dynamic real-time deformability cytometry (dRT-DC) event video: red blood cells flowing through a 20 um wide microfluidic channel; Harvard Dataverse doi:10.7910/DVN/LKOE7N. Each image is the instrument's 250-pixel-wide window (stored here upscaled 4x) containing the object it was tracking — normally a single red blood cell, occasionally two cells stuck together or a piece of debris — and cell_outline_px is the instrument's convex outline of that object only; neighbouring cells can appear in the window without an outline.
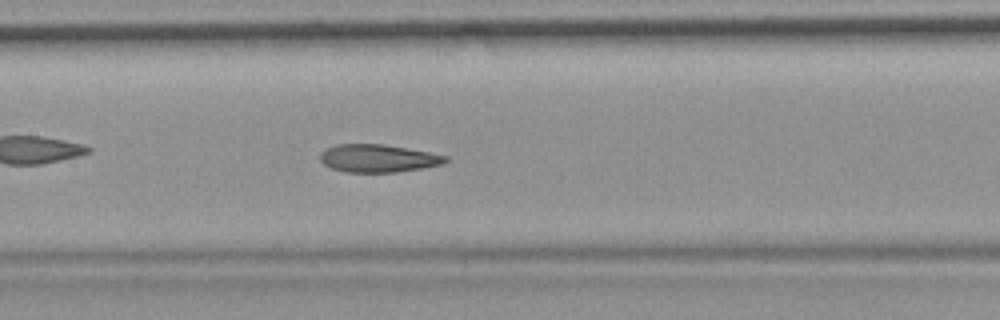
{"species": "common noctule bat (a hibernating species)", "species_latin": "Nyctalus noctula", "temperature_condition": "room temperature", "stored_images_in_passage": 50, "camera_frame_rate_fps": 3000, "um_per_image_px": 0.085, "animal": {"sex": "female", "body_mass_g": 19.9}, "frame": {"image": 1, "passage_image": 22, "time_ms": 7.0, "image_size_px": [1000, 320], "cell_outline_px": [[448, 160], [440, 164], [424, 168], [396, 172], [344, 172], [332, 168], [324, 164], [320, 160], [320, 152], [336, 144], [384, 144], [428, 152], [448, 156]], "centroid_in_image_um": [32.12, 13.46], "position_along_channel_um": 175.3, "area_um2": 20.23}, "authors_computed_cell_mechanics": {"area_um2": 21.5883, "velocity_mm_per_s": 3.7129, "shape_relaxation_time_tau1_ms": 8.9485, "shape_relaxation_time_tau2_ms": 2.9452, "deformation_change_tau1": 0.2271, "deformation_change_tau2": 0.0876}}